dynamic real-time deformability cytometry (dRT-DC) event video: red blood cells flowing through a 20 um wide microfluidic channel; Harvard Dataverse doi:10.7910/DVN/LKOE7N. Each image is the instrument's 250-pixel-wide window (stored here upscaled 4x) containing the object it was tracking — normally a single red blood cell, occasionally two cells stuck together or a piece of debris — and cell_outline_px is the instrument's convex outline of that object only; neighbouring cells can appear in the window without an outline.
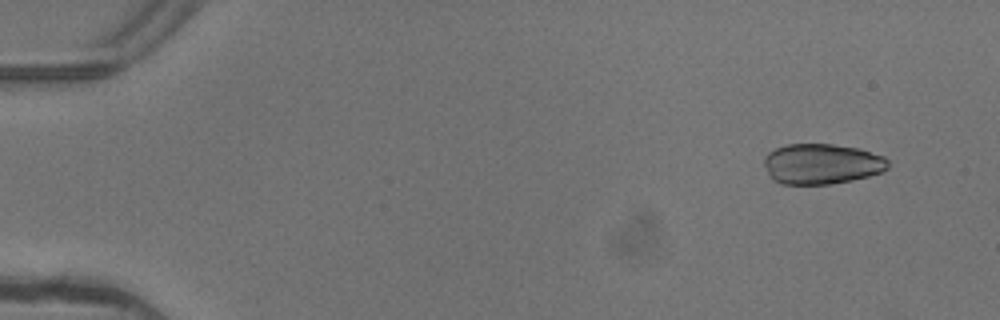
{"species": "common noctule bat (a hibernating species)", "species_latin": "Nyctalus noctula", "temperature_condition": "warm", "stored_images_in_passage": 6, "camera_frame_rate_fps": 3000, "um_per_image_px": 0.085, "animal": {"sex": "female"}, "frame": {"image": 1, "passage_image": 2, "time_ms": 0.333, "image_size_px": [1000, 320], "cell_outline_px": [[888, 168], [880, 172], [868, 176], [852, 180], [832, 184], [780, 184], [772, 180], [768, 176], [764, 164], [764, 156], [768, 152], [776, 148], [788, 144], [832, 144], [860, 148], [884, 156], [888, 160]], "centroid_in_image_um": [69.82, 13.93], "position_along_channel_um": 15.2, "area_um2": 29.48}}
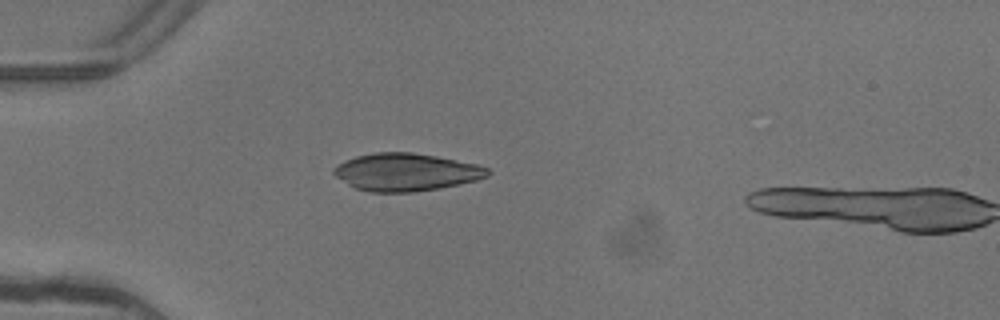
{"frame": {"image": 2, "passage_image": 5, "time_ms": 1.333, "image_size_px": [1000, 320], "cell_outline_px": [[492, 172], [488, 176], [476, 180], [460, 184], [440, 188], [416, 192], [368, 192], [356, 188], [348, 184], [336, 176], [332, 172], [332, 168], [344, 160], [356, 156], [376, 152], [412, 152], [436, 156], [476, 164], [488, 168]], "centroid_in_image_um": [34.51, 14.63], "position_along_channel_um": 50.5, "area_um2": 33.81}}